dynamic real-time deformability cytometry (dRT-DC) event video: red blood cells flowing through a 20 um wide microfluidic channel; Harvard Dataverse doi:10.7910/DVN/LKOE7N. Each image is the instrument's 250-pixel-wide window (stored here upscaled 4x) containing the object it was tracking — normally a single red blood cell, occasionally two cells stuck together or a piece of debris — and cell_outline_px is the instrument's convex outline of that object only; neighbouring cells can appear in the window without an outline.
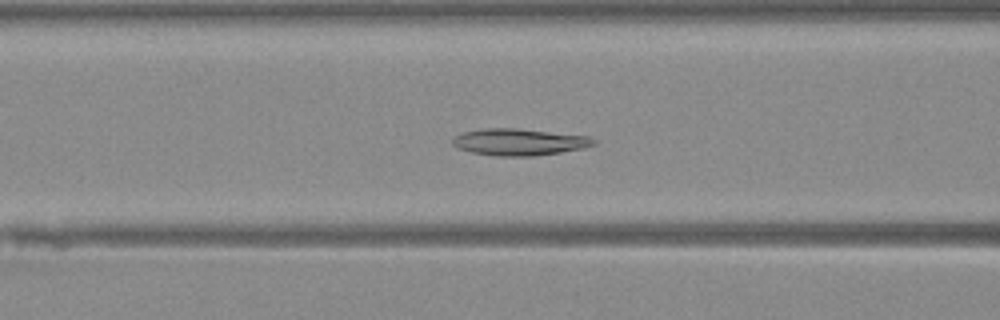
{"species": "Egyptian fruit bat (a non-hibernating species)", "species_latin": "Rousettus aegyptiacus", "temperature_condition": "warm", "stored_images_in_passage": 35, "camera_frame_rate_fps": 3000, "um_per_image_px": 0.085, "animal": {"sex": "female"}, "frame": {"image": 1, "passage_image": 7, "time_ms": 2.0, "image_size_px": [1000, 320], "cell_outline_px": [[596, 144], [584, 148], [560, 152], [532, 156], [496, 156], [472, 152], [456, 148], [452, 144], [452, 140], [456, 136], [464, 132], [480, 128], [516, 128], [588, 136], [596, 140]], "centroid_in_image_um": [44.12, 12.07], "position_along_channel_um": 122.5, "area_um2": 21.96}}
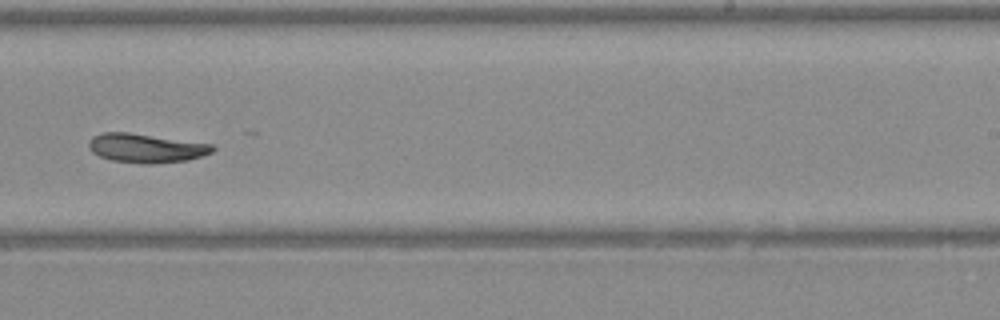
{"frame": {"image": 2, "passage_image": 18, "time_ms": 5.667, "image_size_px": [1000, 320], "cell_outline_px": [[216, 148], [212, 152], [188, 160], [152, 164], [140, 164], [112, 160], [100, 156], [92, 152], [88, 148], [88, 140], [92, 136], [100, 132], [128, 132], [212, 144]], "centroid_in_image_um": [12.37, 12.58], "position_along_channel_um": 276.6, "area_um2": 21.04}}
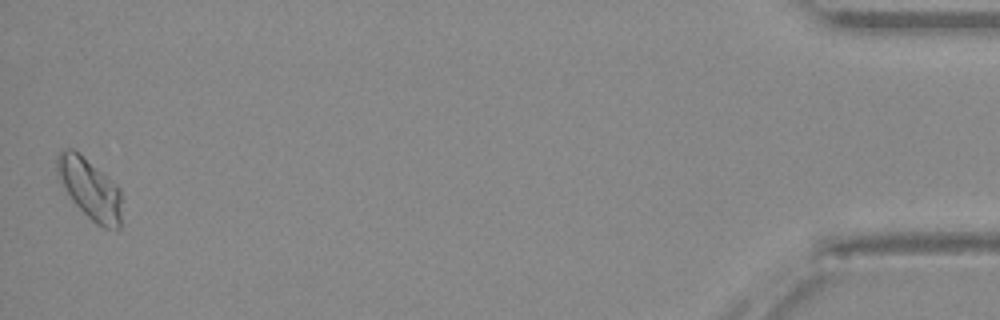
{"frame": {"image": 3, "passage_image": 35, "time_ms": 11.333, "image_size_px": [1000, 320], "cell_outline_px": [[120, 228], [104, 228], [96, 224], [72, 200], [60, 180], [56, 168], [56, 156], [64, 148], [72, 148], [108, 176], [120, 188]], "centroid_in_image_um": [7.63, 16.02], "position_along_channel_um": 427.6, "area_um2": 22.43}}